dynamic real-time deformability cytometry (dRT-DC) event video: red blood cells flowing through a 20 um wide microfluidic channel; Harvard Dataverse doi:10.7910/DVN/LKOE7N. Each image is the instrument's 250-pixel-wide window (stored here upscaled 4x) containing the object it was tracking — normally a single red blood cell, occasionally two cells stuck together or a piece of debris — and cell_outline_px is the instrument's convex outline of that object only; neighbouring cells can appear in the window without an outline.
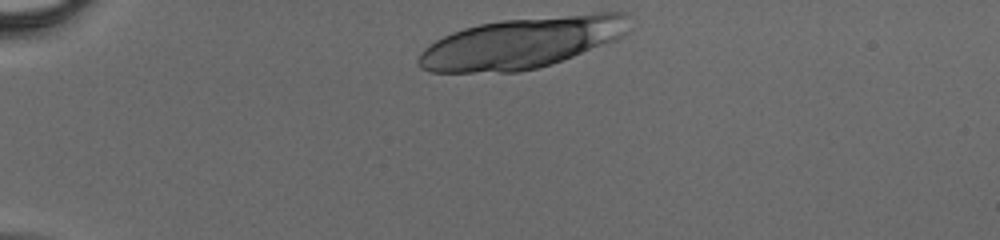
{"species": "human", "species_latin": "Homo sapiens", "temperature_condition": "cold", "stored_images_in_passage": 14, "camera_frame_rate_fps": 3000, "um_per_image_px": 0.085, "donor": {"sex": "male"}, "frame": {"image": 1, "passage_image": 1, "time_ms": 0.0, "image_size_px": [1000, 240], "cell_outline_px": [[632, 16], [628, 32], [624, 36], [616, 40], [552, 64], [520, 72], [432, 72], [420, 68], [416, 64], [416, 60], [420, 52], [428, 44], [452, 32], [464, 28], [480, 24], [504, 20], [600, 12], [628, 12]], "centroid_in_image_um": [44.39, 3.63], "position_along_channel_um": 40.6, "area_um2": 63.06}}